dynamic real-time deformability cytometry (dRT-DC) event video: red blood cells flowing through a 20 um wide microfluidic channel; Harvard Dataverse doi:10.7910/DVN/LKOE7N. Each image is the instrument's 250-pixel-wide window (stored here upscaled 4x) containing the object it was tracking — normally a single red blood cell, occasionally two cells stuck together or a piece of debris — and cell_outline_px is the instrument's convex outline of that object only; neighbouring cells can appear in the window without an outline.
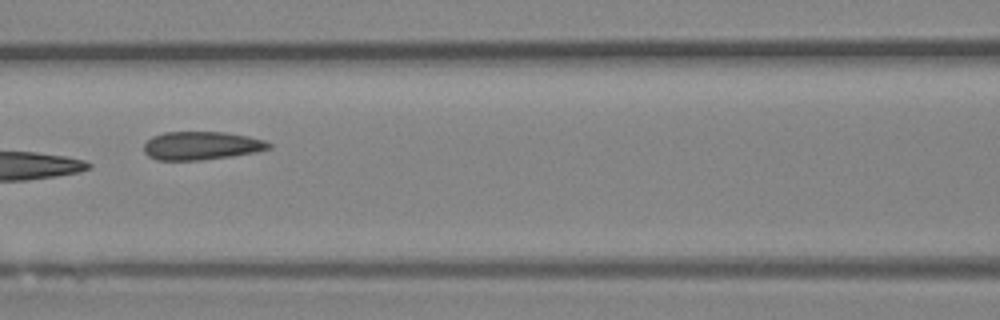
{"species": "Egyptian fruit bat (a non-hibernating species)", "species_latin": "Rousettus aegyptiacus", "temperature_condition": "room temperature", "stored_images_in_passage": 8, "camera_frame_rate_fps": 3000, "um_per_image_px": 0.085, "animal": {"sex": "female"}, "frame": {"image": 1, "passage_image": 7, "time_ms": 7.0, "image_size_px": [1000, 320], "cell_outline_px": [[272, 148], [256, 152], [232, 156], [200, 160], [156, 160], [148, 156], [144, 152], [144, 144], [152, 136], [164, 132], [224, 132], [248, 136], [264, 140], [272, 144]], "centroid_in_image_um": [17.12, 12.38], "position_along_channel_um": 149.5, "area_um2": 20.69}}
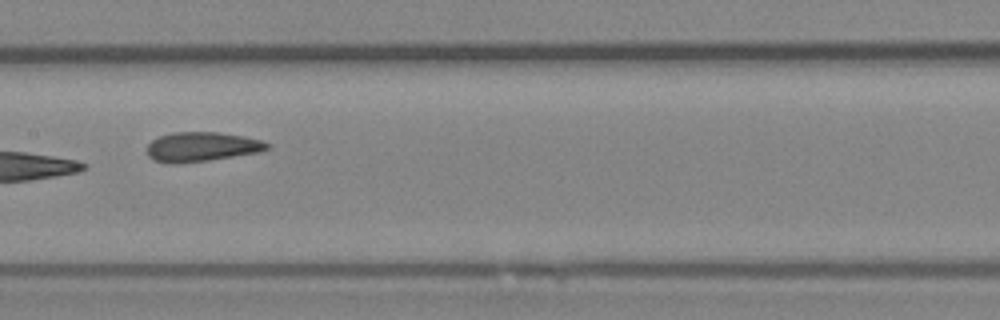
{"frame": {"image": 2, "passage_image": 8, "time_ms": 8.0, "image_size_px": [1000, 320], "cell_outline_px": [[272, 148], [260, 152], [208, 160], [180, 164], [168, 164], [152, 160], [148, 156], [148, 144], [152, 140], [160, 136], [172, 132], [216, 132], [244, 136], [260, 140], [272, 144]], "centroid_in_image_um": [17.15, 12.49], "position_along_channel_um": 190.2, "area_um2": 20.87}}